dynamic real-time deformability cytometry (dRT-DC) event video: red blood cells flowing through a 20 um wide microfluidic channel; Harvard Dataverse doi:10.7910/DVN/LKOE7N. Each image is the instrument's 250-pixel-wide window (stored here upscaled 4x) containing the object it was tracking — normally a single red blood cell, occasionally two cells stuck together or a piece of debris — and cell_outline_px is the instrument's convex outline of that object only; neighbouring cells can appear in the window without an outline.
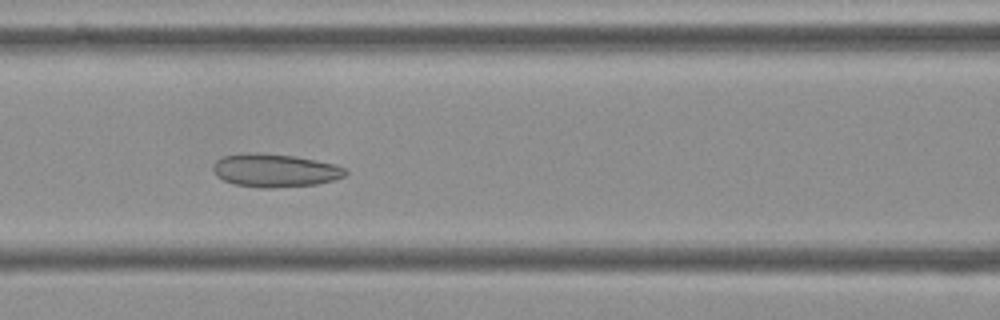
{"species": "Egyptian fruit bat (a non-hibernating species)", "species_latin": "Rousettus aegyptiacus", "temperature_condition": "cold", "stored_images_in_passage": 56, "camera_frame_rate_fps": 3000, "um_per_image_px": 0.085, "frame": {"image": 1, "passage_image": 24, "time_ms": 7.667, "image_size_px": [1000, 320], "cell_outline_px": [[348, 172], [344, 176], [332, 180], [316, 184], [268, 188], [260, 188], [236, 184], [224, 180], [216, 176], [212, 172], [212, 164], [216, 160], [224, 156], [248, 152], [256, 152], [296, 156], [336, 164], [348, 168]], "centroid_in_image_um": [23.36, 14.47], "position_along_channel_um": 143.2, "area_um2": 25.78}}
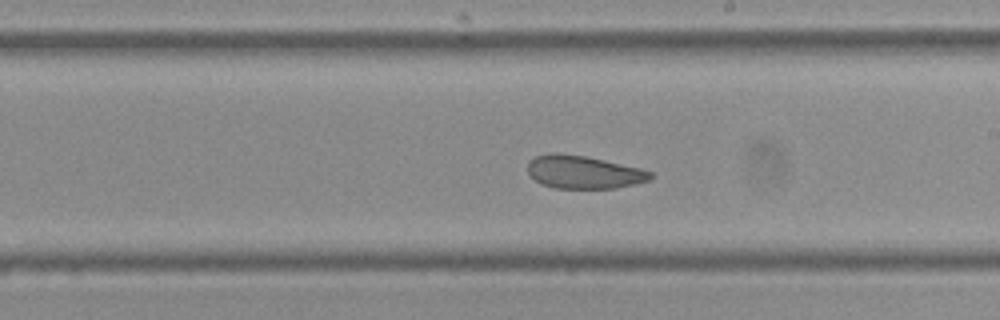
{"frame": {"image": 2, "passage_image": 32, "time_ms": 10.333, "image_size_px": [1000, 320], "cell_outline_px": [[652, 176], [648, 180], [616, 188], [556, 188], [544, 184], [536, 180], [528, 172], [528, 160], [536, 156], [552, 152], [560, 152], [588, 156], [640, 168], [652, 172]], "centroid_in_image_um": [49.58, 14.6], "position_along_channel_um": 239.4, "area_um2": 23.52}}
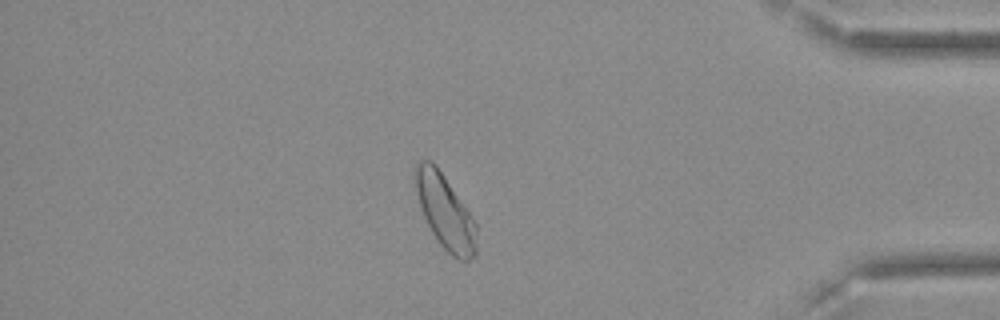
{"frame": {"image": 3, "passage_image": 48, "time_ms": 15.667, "image_size_px": [1000, 320], "cell_outline_px": [[476, 252], [468, 260], [460, 260], [452, 256], [436, 240], [424, 216], [412, 180], [412, 172], [420, 156], [432, 160], [436, 164], [472, 216], [476, 224]], "centroid_in_image_um": [37.78, 17.9], "position_along_channel_um": 397.4, "area_um2": 26.7}, "authors_computed_cell_mechanics": {"area_um2": 26.4724, "velocity_mm_per_s": 3.6132, "shape_relaxation_time_tau1_ms": null, "shape_relaxation_time_tau2_ms": 2.5239, "deformation_change_tau1": null, "deformation_change_tau2": 0.0864}}